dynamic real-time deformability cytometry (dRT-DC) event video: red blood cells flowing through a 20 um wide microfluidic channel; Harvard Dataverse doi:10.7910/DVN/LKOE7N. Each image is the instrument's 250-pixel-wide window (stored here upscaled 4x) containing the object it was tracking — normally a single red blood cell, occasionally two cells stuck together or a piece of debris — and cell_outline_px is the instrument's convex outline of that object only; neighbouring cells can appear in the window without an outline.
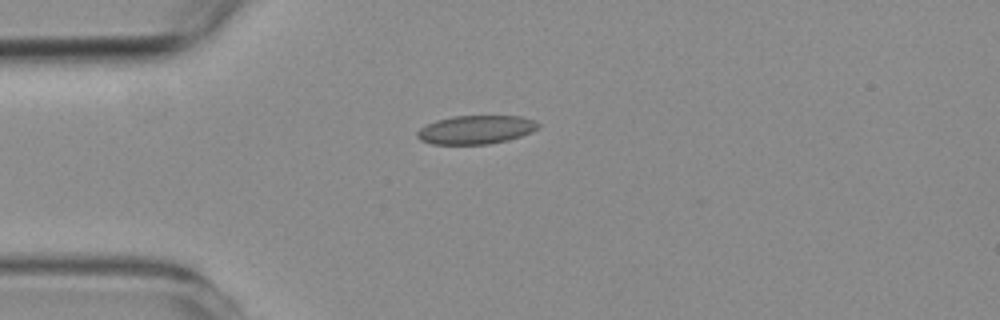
{"species": "common noctule bat (a hibernating species)", "species_latin": "Nyctalus noctula", "temperature_condition": "room temperature", "stored_images_in_passage": 41, "camera_frame_rate_fps": 3000, "um_per_image_px": 0.085, "animal": {"sex": "female", "body_mass_g": 19.3, "forearm_length_mm": 54.1}, "frame": {"image": 1, "passage_image": 1, "time_ms": 0.0, "image_size_px": [1000, 320], "cell_outline_px": [[540, 124], [532, 132], [508, 140], [488, 144], [432, 144], [420, 140], [416, 136], [416, 132], [420, 128], [436, 120], [452, 116], [520, 116], [532, 120]], "centroid_in_image_um": [40.42, 11.03], "position_along_channel_um": 44.6, "area_um2": 20.06}}
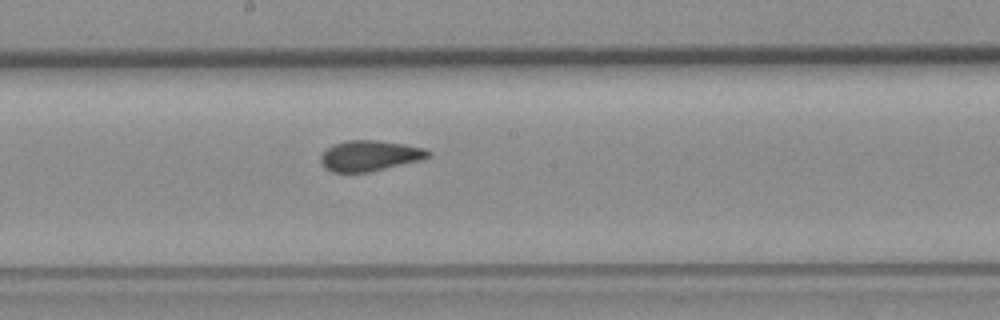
{"frame": {"image": 2, "passage_image": 16, "time_ms": 5.0, "image_size_px": [1000, 320], "cell_outline_px": [[432, 152], [428, 156], [420, 160], [372, 172], [332, 172], [324, 168], [320, 160], [320, 156], [332, 144], [344, 140], [376, 140], [404, 144], [424, 148]], "centroid_in_image_um": [31.4, 13.24], "position_along_channel_um": 216.8, "area_um2": 19.25}}
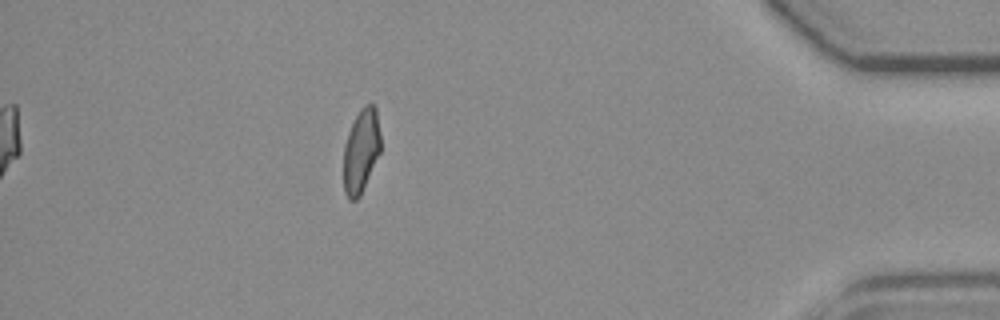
{"frame": {"image": 3, "passage_image": 35, "time_ms": 11.333, "image_size_px": [1000, 320], "cell_outline_px": [[380, 152], [360, 196], [356, 200], [348, 200], [344, 192], [344, 144], [348, 132], [360, 108], [364, 104], [372, 104], [376, 108], [380, 132]], "centroid_in_image_um": [30.69, 12.82], "position_along_channel_um": 404.5, "area_um2": 18.09}, "authors_computed_cell_mechanics": {"area_um2": 19.2474, "velocity_mm_per_s": 3.7834, "shape_relaxation_time_tau1_ms": null, "shape_relaxation_time_tau2_ms": 0.9812, "deformation_change_tau1": null, "deformation_change_tau2": 0.0537}}